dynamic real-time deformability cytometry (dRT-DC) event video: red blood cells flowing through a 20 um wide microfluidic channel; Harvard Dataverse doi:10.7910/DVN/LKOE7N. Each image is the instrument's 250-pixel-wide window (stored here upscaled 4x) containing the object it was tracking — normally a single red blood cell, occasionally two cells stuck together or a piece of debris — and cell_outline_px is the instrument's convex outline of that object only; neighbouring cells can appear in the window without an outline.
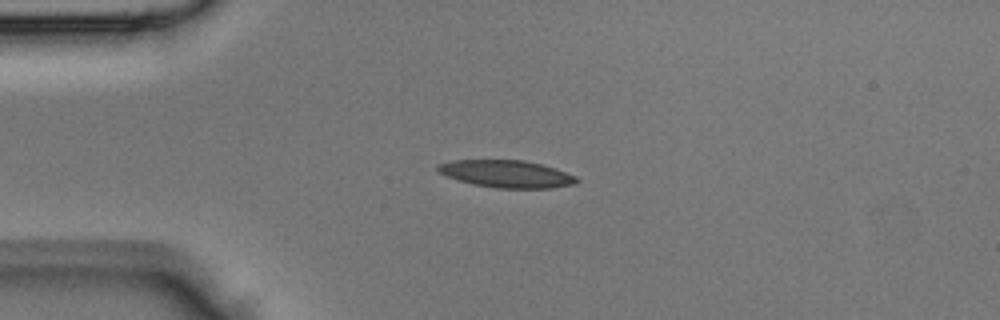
{"species": "Egyptian fruit bat (a non-hibernating species)", "species_latin": "Rousettus aegyptiacus", "temperature_condition": "room temperature", "stored_images_in_passage": 35, "camera_frame_rate_fps": 3000, "um_per_image_px": 0.085, "animal": {"sex": "male"}, "frame": {"image": 1, "passage_image": 2, "time_ms": 0.333, "image_size_px": [1000, 320], "cell_outline_px": [[580, 180], [576, 184], [552, 188], [496, 188], [456, 180], [436, 172], [436, 164], [452, 160], [524, 160], [540, 164], [576, 176]], "centroid_in_image_um": [43.01, 14.78], "position_along_channel_um": 42.0, "area_um2": 22.14}}
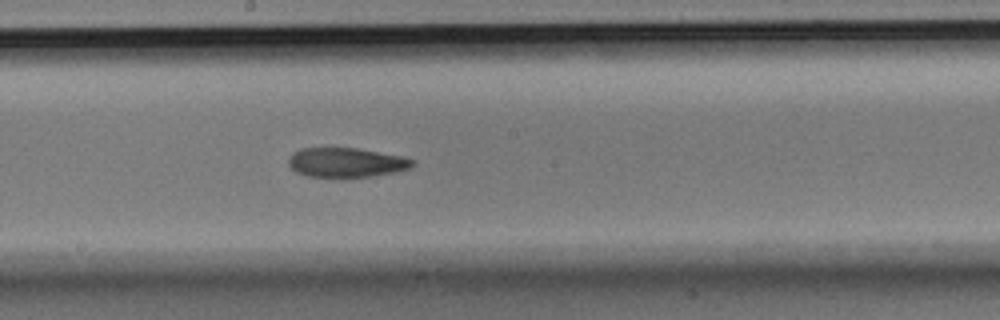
{"frame": {"image": 2, "passage_image": 15, "time_ms": 4.667, "image_size_px": [1000, 320], "cell_outline_px": [[416, 164], [412, 168], [396, 172], [368, 176], [308, 176], [296, 172], [288, 164], [288, 156], [292, 152], [300, 148], [356, 148], [404, 156], [416, 160]], "centroid_in_image_um": [29.46, 13.79], "position_along_channel_um": 218.7, "area_um2": 21.33}}
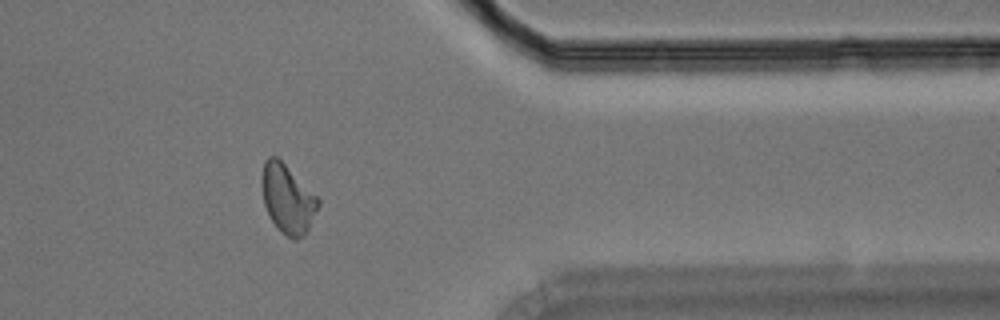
{"frame": {"image": 3, "passage_image": 27, "time_ms": 8.667, "image_size_px": [1000, 320], "cell_outline_px": [[320, 204], [304, 236], [296, 240], [292, 240], [280, 232], [272, 220], [264, 204], [260, 184], [260, 180], [264, 160], [268, 156], [276, 156], [320, 200]], "centroid_in_image_um": [24.41, 16.91], "position_along_channel_um": 387.0, "area_um2": 22.43}}